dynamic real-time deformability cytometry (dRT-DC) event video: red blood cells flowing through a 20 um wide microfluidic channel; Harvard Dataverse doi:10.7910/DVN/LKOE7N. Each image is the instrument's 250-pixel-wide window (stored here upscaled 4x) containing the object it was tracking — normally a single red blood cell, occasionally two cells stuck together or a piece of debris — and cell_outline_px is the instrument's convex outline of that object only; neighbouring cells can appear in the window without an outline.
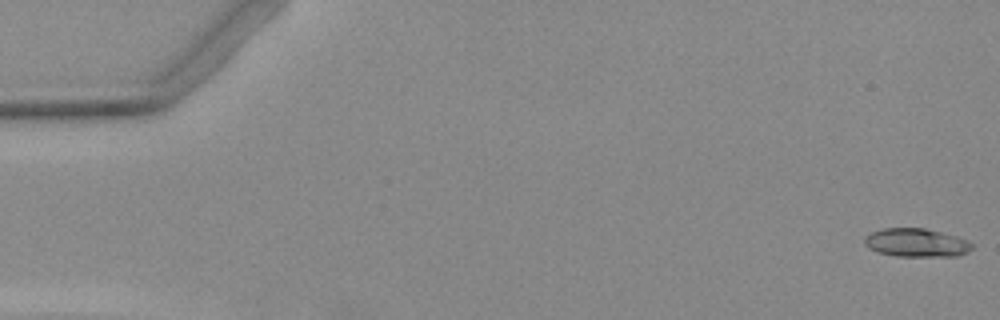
{"species": "Egyptian fruit bat (a non-hibernating species)", "species_latin": "Rousettus aegyptiacus", "temperature_condition": "warm", "stored_images_in_passage": 53, "camera_frame_rate_fps": 3000, "um_per_image_px": 0.085, "animal": {"sex": "female"}, "frame": {"image": 1, "passage_image": 1, "time_ms": 0.0, "image_size_px": [1000, 320], "cell_outline_px": [[972, 248], [968, 252], [960, 256], [896, 256], [880, 252], [868, 248], [864, 244], [864, 236], [872, 232], [884, 228], [924, 228], [956, 236], [968, 240], [972, 244]], "centroid_in_image_um": [77.89, 20.63], "position_along_channel_um": 7.1, "area_um2": 17.8}}
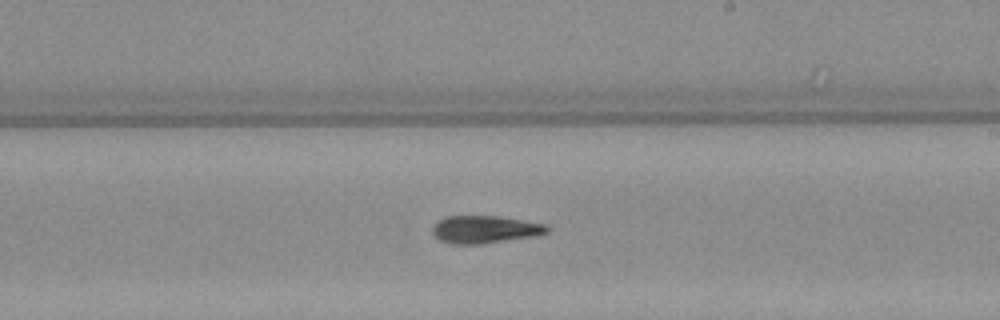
{"frame": {"image": 2, "passage_image": 31, "time_ms": 10.0, "image_size_px": [1000, 320], "cell_outline_px": [[548, 232], [540, 236], [484, 244], [448, 244], [440, 240], [432, 232], [432, 228], [444, 216], [500, 216], [548, 224]], "centroid_in_image_um": [41.28, 19.51], "position_along_channel_um": 247.7, "area_um2": 18.79}}
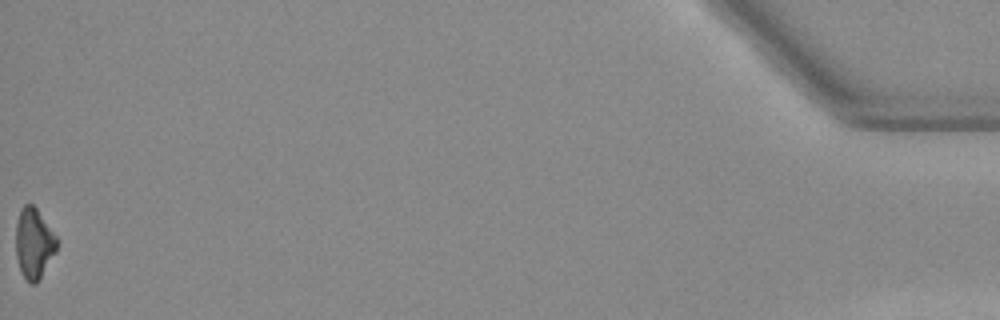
{"frame": {"image": 3, "passage_image": 53, "time_ms": 17.333, "image_size_px": [1000, 320], "cell_outline_px": [[56, 252], [40, 280], [36, 284], [32, 284], [24, 276], [20, 268], [16, 256], [16, 224], [20, 208], [24, 204], [32, 204], [36, 208], [56, 236]], "centroid_in_image_um": [2.88, 20.69], "position_along_channel_um": 432.3, "area_um2": 16.7}}